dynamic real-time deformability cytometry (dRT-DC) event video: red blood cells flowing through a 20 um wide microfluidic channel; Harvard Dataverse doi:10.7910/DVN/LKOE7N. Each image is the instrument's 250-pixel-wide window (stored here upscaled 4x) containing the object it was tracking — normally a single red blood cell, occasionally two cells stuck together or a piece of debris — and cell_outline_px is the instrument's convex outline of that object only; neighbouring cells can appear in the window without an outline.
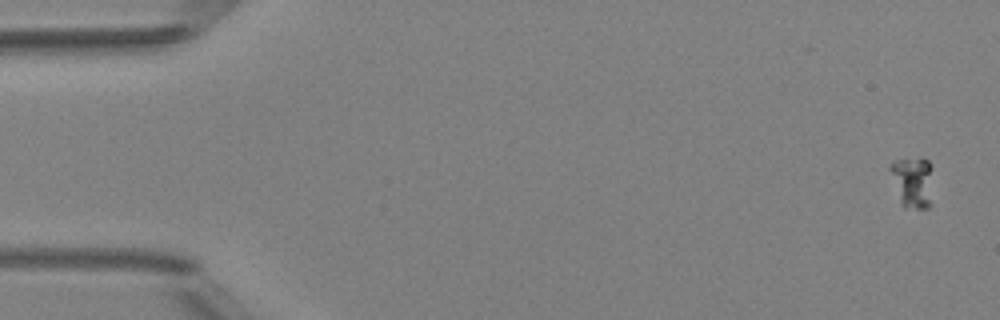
{"species": "Egyptian fruit bat (a non-hibernating species)", "species_latin": "Rousettus aegyptiacus", "temperature_condition": "room temperature", "stored_images_in_passage": 5, "camera_frame_rate_fps": 3000, "um_per_image_px": 0.085, "animal": {"sex": "female"}, "frame": {"image": 1, "passage_image": 1, "time_ms": 0.0, "image_size_px": [1000, 320], "cell_outline_px": [[932, 168], [928, 208], [904, 208], [900, 200], [888, 168], [896, 160], [928, 160], [932, 164]], "centroid_in_image_um": [77.55, 15.48], "position_along_channel_um": 7.5, "area_um2": 12.2}}
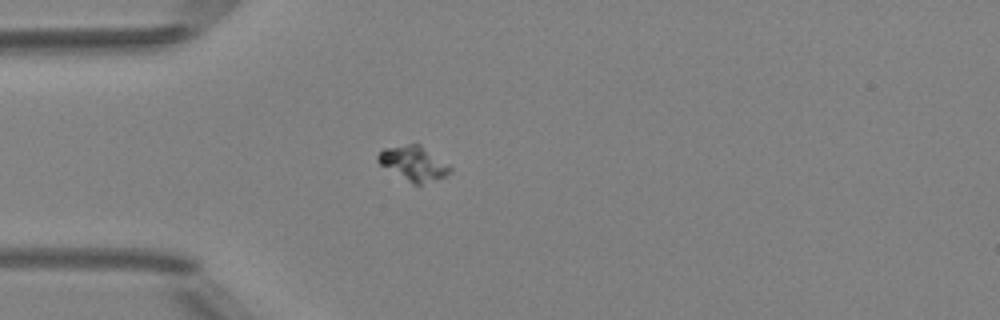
{"frame": {"image": 2, "passage_image": 5, "time_ms": 4.667, "image_size_px": [1000, 320], "cell_outline_px": [[452, 168], [444, 176], [420, 184], [412, 184], [380, 164], [376, 160], [376, 156], [384, 148], [408, 144], [420, 144], [448, 164]], "centroid_in_image_um": [35.12, 13.87], "position_along_channel_um": 49.9, "area_um2": 14.16}}